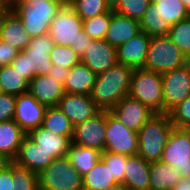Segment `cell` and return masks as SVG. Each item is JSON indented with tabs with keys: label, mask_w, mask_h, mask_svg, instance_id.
Listing matches in <instances>:
<instances>
[{
	"label": "cell",
	"mask_w": 190,
	"mask_h": 190,
	"mask_svg": "<svg viewBox=\"0 0 190 190\" xmlns=\"http://www.w3.org/2000/svg\"><path fill=\"white\" fill-rule=\"evenodd\" d=\"M134 69L117 63L105 72L97 75L90 98L101 111H111L116 104L129 95Z\"/></svg>",
	"instance_id": "cell-1"
},
{
	"label": "cell",
	"mask_w": 190,
	"mask_h": 190,
	"mask_svg": "<svg viewBox=\"0 0 190 190\" xmlns=\"http://www.w3.org/2000/svg\"><path fill=\"white\" fill-rule=\"evenodd\" d=\"M55 43L48 34L32 37L30 43L11 62L14 69H17L29 82L34 76L47 75L53 63L49 53Z\"/></svg>",
	"instance_id": "cell-2"
},
{
	"label": "cell",
	"mask_w": 190,
	"mask_h": 190,
	"mask_svg": "<svg viewBox=\"0 0 190 190\" xmlns=\"http://www.w3.org/2000/svg\"><path fill=\"white\" fill-rule=\"evenodd\" d=\"M173 128L169 114H153L138 131L137 154L149 163L159 161Z\"/></svg>",
	"instance_id": "cell-3"
},
{
	"label": "cell",
	"mask_w": 190,
	"mask_h": 190,
	"mask_svg": "<svg viewBox=\"0 0 190 190\" xmlns=\"http://www.w3.org/2000/svg\"><path fill=\"white\" fill-rule=\"evenodd\" d=\"M66 3V0H34L21 2L12 10L20 18L29 35L37 37L49 33L52 19Z\"/></svg>",
	"instance_id": "cell-4"
},
{
	"label": "cell",
	"mask_w": 190,
	"mask_h": 190,
	"mask_svg": "<svg viewBox=\"0 0 190 190\" xmlns=\"http://www.w3.org/2000/svg\"><path fill=\"white\" fill-rule=\"evenodd\" d=\"M187 63L188 58L168 35L151 37L144 69L162 74Z\"/></svg>",
	"instance_id": "cell-5"
},
{
	"label": "cell",
	"mask_w": 190,
	"mask_h": 190,
	"mask_svg": "<svg viewBox=\"0 0 190 190\" xmlns=\"http://www.w3.org/2000/svg\"><path fill=\"white\" fill-rule=\"evenodd\" d=\"M162 74L144 68L134 69L129 96L139 100L154 113H164Z\"/></svg>",
	"instance_id": "cell-6"
},
{
	"label": "cell",
	"mask_w": 190,
	"mask_h": 190,
	"mask_svg": "<svg viewBox=\"0 0 190 190\" xmlns=\"http://www.w3.org/2000/svg\"><path fill=\"white\" fill-rule=\"evenodd\" d=\"M40 190H83V176L68 156L56 158L39 175Z\"/></svg>",
	"instance_id": "cell-7"
},
{
	"label": "cell",
	"mask_w": 190,
	"mask_h": 190,
	"mask_svg": "<svg viewBox=\"0 0 190 190\" xmlns=\"http://www.w3.org/2000/svg\"><path fill=\"white\" fill-rule=\"evenodd\" d=\"M162 92L167 114L190 95V59L184 66L162 73Z\"/></svg>",
	"instance_id": "cell-8"
},
{
	"label": "cell",
	"mask_w": 190,
	"mask_h": 190,
	"mask_svg": "<svg viewBox=\"0 0 190 190\" xmlns=\"http://www.w3.org/2000/svg\"><path fill=\"white\" fill-rule=\"evenodd\" d=\"M104 151L128 156L138 152V132L125 127L109 111H107Z\"/></svg>",
	"instance_id": "cell-9"
},
{
	"label": "cell",
	"mask_w": 190,
	"mask_h": 190,
	"mask_svg": "<svg viewBox=\"0 0 190 190\" xmlns=\"http://www.w3.org/2000/svg\"><path fill=\"white\" fill-rule=\"evenodd\" d=\"M160 161L175 167L181 176L190 177V137L184 129H172Z\"/></svg>",
	"instance_id": "cell-10"
},
{
	"label": "cell",
	"mask_w": 190,
	"mask_h": 190,
	"mask_svg": "<svg viewBox=\"0 0 190 190\" xmlns=\"http://www.w3.org/2000/svg\"><path fill=\"white\" fill-rule=\"evenodd\" d=\"M83 31V20L66 3L50 23L49 35L55 45L71 47Z\"/></svg>",
	"instance_id": "cell-11"
},
{
	"label": "cell",
	"mask_w": 190,
	"mask_h": 190,
	"mask_svg": "<svg viewBox=\"0 0 190 190\" xmlns=\"http://www.w3.org/2000/svg\"><path fill=\"white\" fill-rule=\"evenodd\" d=\"M107 111L74 126L72 143L104 152Z\"/></svg>",
	"instance_id": "cell-12"
},
{
	"label": "cell",
	"mask_w": 190,
	"mask_h": 190,
	"mask_svg": "<svg viewBox=\"0 0 190 190\" xmlns=\"http://www.w3.org/2000/svg\"><path fill=\"white\" fill-rule=\"evenodd\" d=\"M110 113L128 129L138 132L155 114L146 105L129 95L123 97Z\"/></svg>",
	"instance_id": "cell-13"
},
{
	"label": "cell",
	"mask_w": 190,
	"mask_h": 190,
	"mask_svg": "<svg viewBox=\"0 0 190 190\" xmlns=\"http://www.w3.org/2000/svg\"><path fill=\"white\" fill-rule=\"evenodd\" d=\"M81 62L99 75L119 63L117 48L111 46L105 39H91L81 56Z\"/></svg>",
	"instance_id": "cell-14"
},
{
	"label": "cell",
	"mask_w": 190,
	"mask_h": 190,
	"mask_svg": "<svg viewBox=\"0 0 190 190\" xmlns=\"http://www.w3.org/2000/svg\"><path fill=\"white\" fill-rule=\"evenodd\" d=\"M46 106L38 102L29 92L16 96L13 120L28 134L42 125Z\"/></svg>",
	"instance_id": "cell-15"
},
{
	"label": "cell",
	"mask_w": 190,
	"mask_h": 190,
	"mask_svg": "<svg viewBox=\"0 0 190 190\" xmlns=\"http://www.w3.org/2000/svg\"><path fill=\"white\" fill-rule=\"evenodd\" d=\"M57 107L70 120L73 126L97 115L101 110L88 95L66 93Z\"/></svg>",
	"instance_id": "cell-16"
},
{
	"label": "cell",
	"mask_w": 190,
	"mask_h": 190,
	"mask_svg": "<svg viewBox=\"0 0 190 190\" xmlns=\"http://www.w3.org/2000/svg\"><path fill=\"white\" fill-rule=\"evenodd\" d=\"M28 92L46 107L57 106L66 94L64 83L49 75L34 76L29 81Z\"/></svg>",
	"instance_id": "cell-17"
},
{
	"label": "cell",
	"mask_w": 190,
	"mask_h": 190,
	"mask_svg": "<svg viewBox=\"0 0 190 190\" xmlns=\"http://www.w3.org/2000/svg\"><path fill=\"white\" fill-rule=\"evenodd\" d=\"M150 40L151 37L141 31L135 37L119 45L117 47L119 63L133 69L144 68Z\"/></svg>",
	"instance_id": "cell-18"
},
{
	"label": "cell",
	"mask_w": 190,
	"mask_h": 190,
	"mask_svg": "<svg viewBox=\"0 0 190 190\" xmlns=\"http://www.w3.org/2000/svg\"><path fill=\"white\" fill-rule=\"evenodd\" d=\"M31 38L20 18L12 9H7L0 19V40L21 52L26 49Z\"/></svg>",
	"instance_id": "cell-19"
},
{
	"label": "cell",
	"mask_w": 190,
	"mask_h": 190,
	"mask_svg": "<svg viewBox=\"0 0 190 190\" xmlns=\"http://www.w3.org/2000/svg\"><path fill=\"white\" fill-rule=\"evenodd\" d=\"M53 158L33 142L27 135L24 137L18 154L13 162L23 168L32 170L39 175L52 162Z\"/></svg>",
	"instance_id": "cell-20"
},
{
	"label": "cell",
	"mask_w": 190,
	"mask_h": 190,
	"mask_svg": "<svg viewBox=\"0 0 190 190\" xmlns=\"http://www.w3.org/2000/svg\"><path fill=\"white\" fill-rule=\"evenodd\" d=\"M27 136L53 159L67 156L72 145L70 137L56 135L42 125L31 130Z\"/></svg>",
	"instance_id": "cell-21"
},
{
	"label": "cell",
	"mask_w": 190,
	"mask_h": 190,
	"mask_svg": "<svg viewBox=\"0 0 190 190\" xmlns=\"http://www.w3.org/2000/svg\"><path fill=\"white\" fill-rule=\"evenodd\" d=\"M141 32L138 20L120 15L113 10L110 12V23L105 40L114 47L127 42Z\"/></svg>",
	"instance_id": "cell-22"
},
{
	"label": "cell",
	"mask_w": 190,
	"mask_h": 190,
	"mask_svg": "<svg viewBox=\"0 0 190 190\" xmlns=\"http://www.w3.org/2000/svg\"><path fill=\"white\" fill-rule=\"evenodd\" d=\"M123 185L128 190H149L150 163L138 154L127 155V166Z\"/></svg>",
	"instance_id": "cell-23"
},
{
	"label": "cell",
	"mask_w": 190,
	"mask_h": 190,
	"mask_svg": "<svg viewBox=\"0 0 190 190\" xmlns=\"http://www.w3.org/2000/svg\"><path fill=\"white\" fill-rule=\"evenodd\" d=\"M26 135L14 120L0 122V155L12 162Z\"/></svg>",
	"instance_id": "cell-24"
},
{
	"label": "cell",
	"mask_w": 190,
	"mask_h": 190,
	"mask_svg": "<svg viewBox=\"0 0 190 190\" xmlns=\"http://www.w3.org/2000/svg\"><path fill=\"white\" fill-rule=\"evenodd\" d=\"M96 78L97 75L80 62L69 69V74L64 82L65 92L90 96Z\"/></svg>",
	"instance_id": "cell-25"
},
{
	"label": "cell",
	"mask_w": 190,
	"mask_h": 190,
	"mask_svg": "<svg viewBox=\"0 0 190 190\" xmlns=\"http://www.w3.org/2000/svg\"><path fill=\"white\" fill-rule=\"evenodd\" d=\"M178 170L162 161L150 163L149 190H172L180 181Z\"/></svg>",
	"instance_id": "cell-26"
},
{
	"label": "cell",
	"mask_w": 190,
	"mask_h": 190,
	"mask_svg": "<svg viewBox=\"0 0 190 190\" xmlns=\"http://www.w3.org/2000/svg\"><path fill=\"white\" fill-rule=\"evenodd\" d=\"M101 153L95 148L78 146L72 143L67 156L76 171L84 176L101 159Z\"/></svg>",
	"instance_id": "cell-27"
},
{
	"label": "cell",
	"mask_w": 190,
	"mask_h": 190,
	"mask_svg": "<svg viewBox=\"0 0 190 190\" xmlns=\"http://www.w3.org/2000/svg\"><path fill=\"white\" fill-rule=\"evenodd\" d=\"M116 184L118 183L102 159L83 176V190H105Z\"/></svg>",
	"instance_id": "cell-28"
},
{
	"label": "cell",
	"mask_w": 190,
	"mask_h": 190,
	"mask_svg": "<svg viewBox=\"0 0 190 190\" xmlns=\"http://www.w3.org/2000/svg\"><path fill=\"white\" fill-rule=\"evenodd\" d=\"M0 85L3 93L14 96L27 93L29 90V82L11 64L0 67Z\"/></svg>",
	"instance_id": "cell-29"
},
{
	"label": "cell",
	"mask_w": 190,
	"mask_h": 190,
	"mask_svg": "<svg viewBox=\"0 0 190 190\" xmlns=\"http://www.w3.org/2000/svg\"><path fill=\"white\" fill-rule=\"evenodd\" d=\"M42 126L56 135L72 139L74 126L57 106L46 108Z\"/></svg>",
	"instance_id": "cell-30"
},
{
	"label": "cell",
	"mask_w": 190,
	"mask_h": 190,
	"mask_svg": "<svg viewBox=\"0 0 190 190\" xmlns=\"http://www.w3.org/2000/svg\"><path fill=\"white\" fill-rule=\"evenodd\" d=\"M151 5L157 11L158 16L168 22L170 26L189 17V12L182 0H160Z\"/></svg>",
	"instance_id": "cell-31"
},
{
	"label": "cell",
	"mask_w": 190,
	"mask_h": 190,
	"mask_svg": "<svg viewBox=\"0 0 190 190\" xmlns=\"http://www.w3.org/2000/svg\"><path fill=\"white\" fill-rule=\"evenodd\" d=\"M139 23L141 31L150 37L168 35L171 28L168 22L158 16L152 5L145 11Z\"/></svg>",
	"instance_id": "cell-32"
},
{
	"label": "cell",
	"mask_w": 190,
	"mask_h": 190,
	"mask_svg": "<svg viewBox=\"0 0 190 190\" xmlns=\"http://www.w3.org/2000/svg\"><path fill=\"white\" fill-rule=\"evenodd\" d=\"M67 4L82 20L112 11L105 0H68Z\"/></svg>",
	"instance_id": "cell-33"
},
{
	"label": "cell",
	"mask_w": 190,
	"mask_h": 190,
	"mask_svg": "<svg viewBox=\"0 0 190 190\" xmlns=\"http://www.w3.org/2000/svg\"><path fill=\"white\" fill-rule=\"evenodd\" d=\"M168 36L189 60L190 59V17L171 26Z\"/></svg>",
	"instance_id": "cell-34"
},
{
	"label": "cell",
	"mask_w": 190,
	"mask_h": 190,
	"mask_svg": "<svg viewBox=\"0 0 190 190\" xmlns=\"http://www.w3.org/2000/svg\"><path fill=\"white\" fill-rule=\"evenodd\" d=\"M12 178L15 190H40L38 175L32 170L16 165L13 161Z\"/></svg>",
	"instance_id": "cell-35"
},
{
	"label": "cell",
	"mask_w": 190,
	"mask_h": 190,
	"mask_svg": "<svg viewBox=\"0 0 190 190\" xmlns=\"http://www.w3.org/2000/svg\"><path fill=\"white\" fill-rule=\"evenodd\" d=\"M110 23V12L83 20V30L91 39H104Z\"/></svg>",
	"instance_id": "cell-36"
},
{
	"label": "cell",
	"mask_w": 190,
	"mask_h": 190,
	"mask_svg": "<svg viewBox=\"0 0 190 190\" xmlns=\"http://www.w3.org/2000/svg\"><path fill=\"white\" fill-rule=\"evenodd\" d=\"M101 159L110 169L114 180L118 184H123L127 166V155L104 151L101 153Z\"/></svg>",
	"instance_id": "cell-37"
},
{
	"label": "cell",
	"mask_w": 190,
	"mask_h": 190,
	"mask_svg": "<svg viewBox=\"0 0 190 190\" xmlns=\"http://www.w3.org/2000/svg\"><path fill=\"white\" fill-rule=\"evenodd\" d=\"M150 5L149 0H120L113 11L140 21Z\"/></svg>",
	"instance_id": "cell-38"
},
{
	"label": "cell",
	"mask_w": 190,
	"mask_h": 190,
	"mask_svg": "<svg viewBox=\"0 0 190 190\" xmlns=\"http://www.w3.org/2000/svg\"><path fill=\"white\" fill-rule=\"evenodd\" d=\"M49 55L53 65L68 69L81 62V57L68 46L55 45Z\"/></svg>",
	"instance_id": "cell-39"
},
{
	"label": "cell",
	"mask_w": 190,
	"mask_h": 190,
	"mask_svg": "<svg viewBox=\"0 0 190 190\" xmlns=\"http://www.w3.org/2000/svg\"><path fill=\"white\" fill-rule=\"evenodd\" d=\"M173 126L185 129L190 126V95L177 105L170 113Z\"/></svg>",
	"instance_id": "cell-40"
},
{
	"label": "cell",
	"mask_w": 190,
	"mask_h": 190,
	"mask_svg": "<svg viewBox=\"0 0 190 190\" xmlns=\"http://www.w3.org/2000/svg\"><path fill=\"white\" fill-rule=\"evenodd\" d=\"M16 96L3 93L0 95V122L13 120Z\"/></svg>",
	"instance_id": "cell-41"
},
{
	"label": "cell",
	"mask_w": 190,
	"mask_h": 190,
	"mask_svg": "<svg viewBox=\"0 0 190 190\" xmlns=\"http://www.w3.org/2000/svg\"><path fill=\"white\" fill-rule=\"evenodd\" d=\"M19 53L18 49L0 40V67L11 64Z\"/></svg>",
	"instance_id": "cell-42"
},
{
	"label": "cell",
	"mask_w": 190,
	"mask_h": 190,
	"mask_svg": "<svg viewBox=\"0 0 190 190\" xmlns=\"http://www.w3.org/2000/svg\"><path fill=\"white\" fill-rule=\"evenodd\" d=\"M0 190H15L12 178V162H8L0 169Z\"/></svg>",
	"instance_id": "cell-43"
},
{
	"label": "cell",
	"mask_w": 190,
	"mask_h": 190,
	"mask_svg": "<svg viewBox=\"0 0 190 190\" xmlns=\"http://www.w3.org/2000/svg\"><path fill=\"white\" fill-rule=\"evenodd\" d=\"M91 41V38L85 33V31L80 32V36L73 42L71 48L81 57L88 46V43Z\"/></svg>",
	"instance_id": "cell-44"
},
{
	"label": "cell",
	"mask_w": 190,
	"mask_h": 190,
	"mask_svg": "<svg viewBox=\"0 0 190 190\" xmlns=\"http://www.w3.org/2000/svg\"><path fill=\"white\" fill-rule=\"evenodd\" d=\"M69 74V69L65 67H61V65H52L51 69L49 70L48 74L49 76L59 80L60 82L64 83L66 80V77Z\"/></svg>",
	"instance_id": "cell-45"
},
{
	"label": "cell",
	"mask_w": 190,
	"mask_h": 190,
	"mask_svg": "<svg viewBox=\"0 0 190 190\" xmlns=\"http://www.w3.org/2000/svg\"><path fill=\"white\" fill-rule=\"evenodd\" d=\"M172 190H190V177L181 176L180 181Z\"/></svg>",
	"instance_id": "cell-46"
},
{
	"label": "cell",
	"mask_w": 190,
	"mask_h": 190,
	"mask_svg": "<svg viewBox=\"0 0 190 190\" xmlns=\"http://www.w3.org/2000/svg\"><path fill=\"white\" fill-rule=\"evenodd\" d=\"M6 9H13L17 4L24 2V0H0Z\"/></svg>",
	"instance_id": "cell-47"
},
{
	"label": "cell",
	"mask_w": 190,
	"mask_h": 190,
	"mask_svg": "<svg viewBox=\"0 0 190 190\" xmlns=\"http://www.w3.org/2000/svg\"><path fill=\"white\" fill-rule=\"evenodd\" d=\"M120 0H105L106 4L109 6L110 9H114Z\"/></svg>",
	"instance_id": "cell-48"
},
{
	"label": "cell",
	"mask_w": 190,
	"mask_h": 190,
	"mask_svg": "<svg viewBox=\"0 0 190 190\" xmlns=\"http://www.w3.org/2000/svg\"><path fill=\"white\" fill-rule=\"evenodd\" d=\"M105 190H128L123 184H116L113 187L107 188Z\"/></svg>",
	"instance_id": "cell-49"
},
{
	"label": "cell",
	"mask_w": 190,
	"mask_h": 190,
	"mask_svg": "<svg viewBox=\"0 0 190 190\" xmlns=\"http://www.w3.org/2000/svg\"><path fill=\"white\" fill-rule=\"evenodd\" d=\"M9 161H7L3 156L0 155V169L5 166Z\"/></svg>",
	"instance_id": "cell-50"
},
{
	"label": "cell",
	"mask_w": 190,
	"mask_h": 190,
	"mask_svg": "<svg viewBox=\"0 0 190 190\" xmlns=\"http://www.w3.org/2000/svg\"><path fill=\"white\" fill-rule=\"evenodd\" d=\"M188 12H190V0H182Z\"/></svg>",
	"instance_id": "cell-51"
},
{
	"label": "cell",
	"mask_w": 190,
	"mask_h": 190,
	"mask_svg": "<svg viewBox=\"0 0 190 190\" xmlns=\"http://www.w3.org/2000/svg\"><path fill=\"white\" fill-rule=\"evenodd\" d=\"M7 9L3 6V4L0 2V19L3 15V13L6 11Z\"/></svg>",
	"instance_id": "cell-52"
},
{
	"label": "cell",
	"mask_w": 190,
	"mask_h": 190,
	"mask_svg": "<svg viewBox=\"0 0 190 190\" xmlns=\"http://www.w3.org/2000/svg\"><path fill=\"white\" fill-rule=\"evenodd\" d=\"M160 0H149L150 4H156L158 3Z\"/></svg>",
	"instance_id": "cell-53"
},
{
	"label": "cell",
	"mask_w": 190,
	"mask_h": 190,
	"mask_svg": "<svg viewBox=\"0 0 190 190\" xmlns=\"http://www.w3.org/2000/svg\"><path fill=\"white\" fill-rule=\"evenodd\" d=\"M190 137V126L184 129Z\"/></svg>",
	"instance_id": "cell-54"
},
{
	"label": "cell",
	"mask_w": 190,
	"mask_h": 190,
	"mask_svg": "<svg viewBox=\"0 0 190 190\" xmlns=\"http://www.w3.org/2000/svg\"><path fill=\"white\" fill-rule=\"evenodd\" d=\"M2 94H3V90H2L1 85H0V95H2Z\"/></svg>",
	"instance_id": "cell-55"
},
{
	"label": "cell",
	"mask_w": 190,
	"mask_h": 190,
	"mask_svg": "<svg viewBox=\"0 0 190 190\" xmlns=\"http://www.w3.org/2000/svg\"><path fill=\"white\" fill-rule=\"evenodd\" d=\"M31 1H34V0H24V2H31Z\"/></svg>",
	"instance_id": "cell-56"
}]
</instances>
